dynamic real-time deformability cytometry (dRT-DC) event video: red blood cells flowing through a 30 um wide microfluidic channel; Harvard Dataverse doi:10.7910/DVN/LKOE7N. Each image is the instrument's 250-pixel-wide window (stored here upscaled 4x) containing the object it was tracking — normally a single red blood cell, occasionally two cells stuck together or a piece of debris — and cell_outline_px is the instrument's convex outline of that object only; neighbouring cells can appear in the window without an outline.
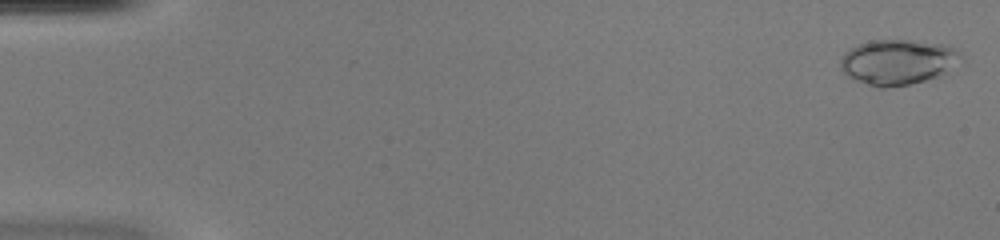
{"species": "common noctule bat (a hibernating species)", "species_latin": "Nyctalus noctula", "temperature_condition": "warm", "stored_images_in_passage": 50, "camera_frame_rate_fps": 3000, "um_per_image_px": 0.085, "animal": {"sex": "female", "body_mass_g": 20.0, "forearm_length_mm": 54.0}, "frame": {"image": 1, "passage_image": 1, "time_ms": 0.0, "image_size_px": [1000, 240], "cell_outline_px": [[964, 60], [948, 72], [940, 76], [908, 84], [884, 88], [876, 88], [856, 80], [848, 76], [840, 68], [840, 60], [844, 52], [856, 44], [868, 40], [908, 40], [948, 44], [956, 48], [964, 56]], "centroid_in_image_um": [76.36, 5.25], "position_along_channel_um": 8.6, "area_um2": 32.43}}
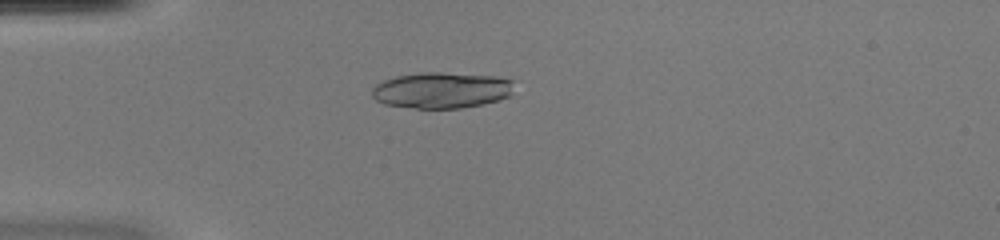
{"frame": {"image": 2, "passage_image": 14, "time_ms": 4.333, "image_size_px": [1000, 240], "cell_outline_px": [[512, 92], [508, 96], [500, 100], [484, 104], [460, 108], [416, 108], [384, 104], [376, 100], [372, 96], [372, 88], [376, 84], [384, 80], [396, 76], [420, 72], [440, 72], [496, 76], [512, 80]], "centroid_in_image_um": [37.53, 7.66], "position_along_channel_um": 47.5, "area_um2": 29.94}}